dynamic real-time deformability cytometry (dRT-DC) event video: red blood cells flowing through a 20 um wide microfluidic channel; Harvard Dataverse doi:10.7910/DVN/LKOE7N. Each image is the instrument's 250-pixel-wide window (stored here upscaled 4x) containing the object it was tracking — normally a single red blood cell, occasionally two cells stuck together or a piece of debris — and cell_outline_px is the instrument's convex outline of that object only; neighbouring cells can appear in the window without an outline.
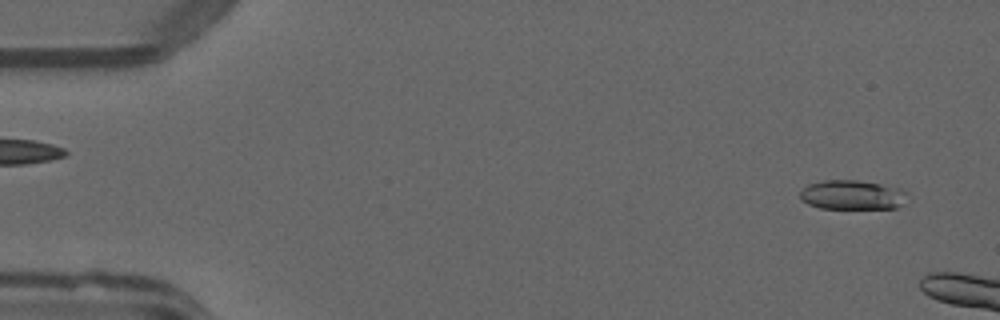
{"species": "common noctule bat (a hibernating species)", "species_latin": "Nyctalus noctula", "temperature_condition": "warm", "stored_images_in_passage": 7, "camera_frame_rate_fps": 3000, "um_per_image_px": 0.085, "animal": {"sex": "male", "forearm_length_mm": 52.5}, "frame": {"image": 1, "passage_image": 2, "time_ms": 0.333, "image_size_px": [1000, 320], "cell_outline_px": [[908, 192], [904, 204], [896, 208], [820, 208], [808, 204], [800, 200], [800, 192], [808, 184], [824, 180], [856, 180], [880, 184], [900, 188]], "centroid_in_image_um": [72.45, 16.57], "position_along_channel_um": 12.6, "area_um2": 18.44}}